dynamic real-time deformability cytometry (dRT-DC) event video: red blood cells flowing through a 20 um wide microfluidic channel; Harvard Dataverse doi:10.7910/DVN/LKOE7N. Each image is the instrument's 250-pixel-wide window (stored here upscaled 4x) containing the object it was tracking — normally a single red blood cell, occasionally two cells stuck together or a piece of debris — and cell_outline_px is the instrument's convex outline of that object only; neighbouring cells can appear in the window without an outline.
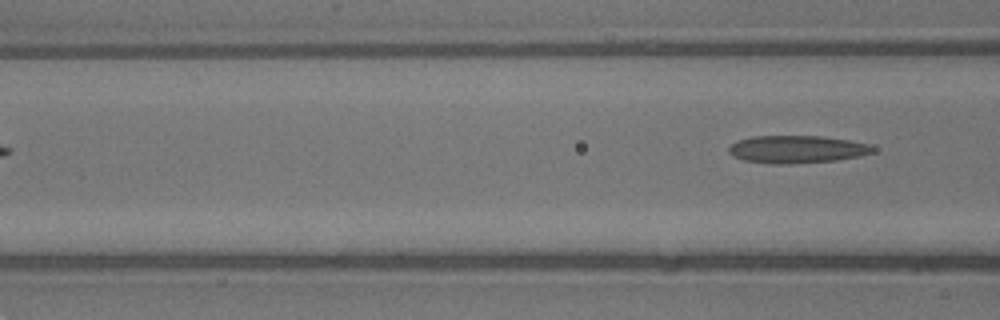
{"species": "common noctule bat (a hibernating species)", "species_latin": "Nyctalus noctula", "temperature_condition": "warm", "stored_images_in_passage": 3, "camera_frame_rate_fps": 3000, "um_per_image_px": 0.085, "animal": {"sex": "male", "body_mass_g": 13.3}, "frame": {"image": 1, "passage_image": 3, "time_ms": 0.667, "image_size_px": [1000, 320], "cell_outline_px": [[876, 152], [860, 156], [836, 160], [788, 164], [772, 164], [744, 160], [732, 156], [728, 152], [728, 148], [736, 140], [752, 136], [824, 136], [848, 140], [868, 144], [876, 148]], "centroid_in_image_um": [67.73, 12.69], "position_along_channel_um": 98.9, "area_um2": 23.35}}